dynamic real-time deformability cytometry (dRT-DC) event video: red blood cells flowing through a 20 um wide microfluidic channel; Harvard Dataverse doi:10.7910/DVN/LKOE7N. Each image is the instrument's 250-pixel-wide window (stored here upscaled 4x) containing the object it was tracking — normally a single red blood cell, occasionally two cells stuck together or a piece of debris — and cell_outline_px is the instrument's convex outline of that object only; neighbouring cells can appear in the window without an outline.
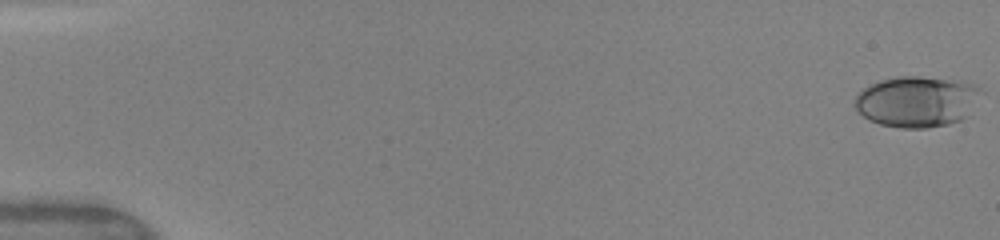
{"species": "human", "species_latin": "Homo sapiens", "temperature_condition": "warm", "stored_images_in_passage": 33, "camera_frame_rate_fps": 3000, "um_per_image_px": 0.085, "donor": {"sex": "female"}, "frame": {"image": 1, "passage_image": 1, "time_ms": 0.0, "image_size_px": [1000, 240], "cell_outline_px": [[984, 92], [964, 116], [960, 120], [948, 124], [928, 128], [900, 128], [880, 124], [868, 120], [852, 104], [856, 96], [864, 88], [880, 80], [896, 76], [920, 76], [960, 80], [976, 84]], "centroid_in_image_um": [77.94, 8.61], "position_along_channel_um": 7.1, "area_um2": 37.63}}
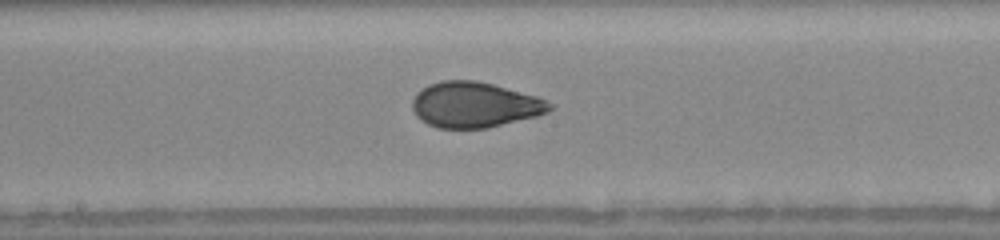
{"frame": {"image": 2, "passage_image": 20, "time_ms": 9.0, "image_size_px": [1000, 240], "cell_outline_px": [[556, 104], [548, 112], [536, 116], [488, 128], [436, 128], [420, 120], [416, 116], [412, 108], [412, 100], [416, 92], [428, 84], [440, 80], [476, 80], [492, 84], [536, 96]], "centroid_in_image_um": [40.32, 8.9], "position_along_channel_um": 207.9, "area_um2": 36.65}}
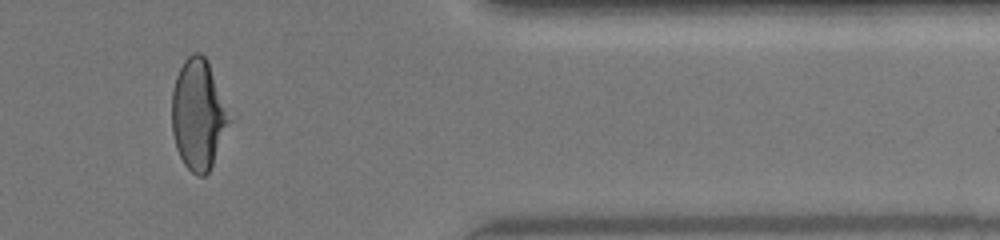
{"frame": {"image": 3, "passage_image": 28, "time_ms": 14.0, "image_size_px": [1000, 240], "cell_outline_px": [[232, 120], [212, 164], [208, 172], [204, 176], [196, 176], [184, 164], [176, 148], [172, 132], [172, 92], [176, 76], [184, 60], [192, 52], [200, 52], [208, 60]], "centroid_in_image_um": [16.85, 9.72], "position_along_channel_um": 394.5, "area_um2": 36.93}, "authors_computed_cell_mechanics": {"area_um2": 36.2406, "velocity_mm_per_s": 4.1106, "shape_relaxation_time_tau1_ms": 5.4549, "shape_relaxation_time_tau2_ms": 0.938, "deformation_change_tau1": 0.1996, "deformation_change_tau2": 0.063}}